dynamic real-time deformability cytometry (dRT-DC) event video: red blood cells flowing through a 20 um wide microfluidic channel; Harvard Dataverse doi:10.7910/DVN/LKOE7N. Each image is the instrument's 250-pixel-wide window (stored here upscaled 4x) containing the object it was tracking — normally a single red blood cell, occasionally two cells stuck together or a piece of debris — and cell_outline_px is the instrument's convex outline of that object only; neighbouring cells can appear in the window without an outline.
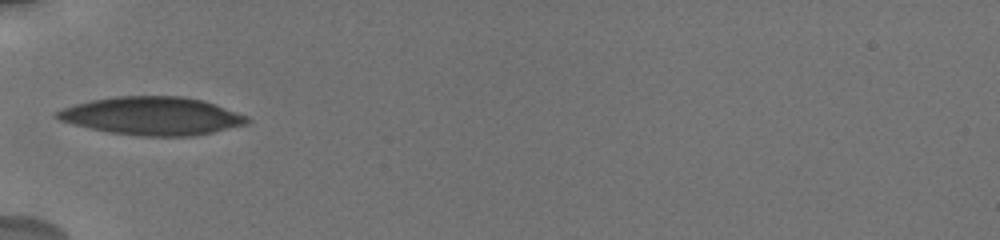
{"species": "human", "species_latin": "Homo sapiens", "temperature_condition": "cold", "stored_images_in_passage": 34, "camera_frame_rate_fps": 3000, "um_per_image_px": 0.085, "donor": {"sex": "male"}, "frame": {"image": 1, "passage_image": 1, "time_ms": 0.0, "image_size_px": [1000, 240], "cell_outline_px": [[252, 120], [248, 124], [196, 136], [140, 136], [108, 132], [88, 128], [72, 124], [60, 120], [56, 116], [56, 112], [64, 108], [76, 104], [92, 100], [116, 96], [184, 96], [204, 100], [216, 104], [248, 116]], "centroid_in_image_um": [12.99, 9.86], "position_along_channel_um": 72.0, "area_um2": 42.37}}
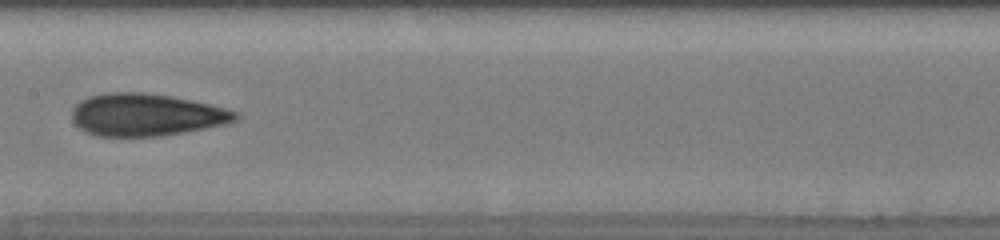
{"frame": {"image": 2, "passage_image": 10, "time_ms": 3.333, "image_size_px": [1000, 240], "cell_outline_px": [[240, 116], [236, 120], [228, 124], [160, 136], [96, 136], [84, 132], [72, 120], [72, 108], [80, 100], [88, 96], [104, 92], [144, 92], [172, 96], [212, 104], [240, 112]], "centroid_in_image_um": [12.43, 9.75], "position_along_channel_um": 195.0, "area_um2": 40.86}}
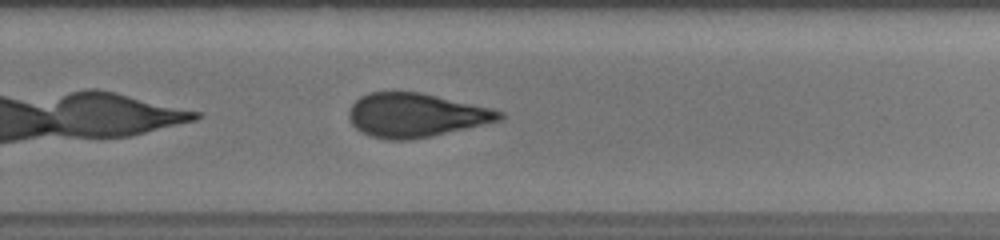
{"frame": {"image": 3, "passage_image": 18, "time_ms": 6.0, "image_size_px": [1000, 240], "cell_outline_px": [[504, 116], [500, 120], [432, 136], [408, 140], [388, 140], [372, 136], [360, 132], [352, 124], [348, 116], [348, 112], [352, 104], [360, 96], [368, 92], [420, 92], [492, 108], [504, 112]], "centroid_in_image_um": [35.32, 9.79], "position_along_channel_um": 294.5, "area_um2": 38.44}, "authors_computed_cell_mechanics": {"area_um2": 39.3329, "velocity_mm_per_s": 3.751, "shape_relaxation_time_tau1_ms": 6.1798, "shape_relaxation_time_tau2_ms": 2.3785, "deformation_change_tau1": 0.1814, "deformation_change_tau2": 0.1019}}